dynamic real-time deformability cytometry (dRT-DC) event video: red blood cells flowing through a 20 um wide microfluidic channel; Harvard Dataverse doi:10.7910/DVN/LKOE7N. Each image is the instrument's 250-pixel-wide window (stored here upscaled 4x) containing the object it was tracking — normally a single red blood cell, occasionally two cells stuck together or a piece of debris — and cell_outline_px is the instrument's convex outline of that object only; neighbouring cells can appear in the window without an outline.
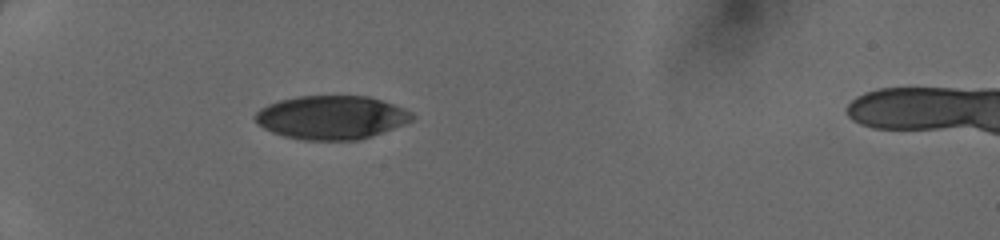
{"species": "human", "species_latin": "Homo sapiens", "temperature_condition": "cold", "stored_images_in_passage": 1, "camera_frame_rate_fps": 3000, "um_per_image_px": 0.085, "donor": {"sex": "female"}, "frame": {"image": 1, "passage_image": 1, "time_ms": 0.0, "image_size_px": [1000, 240], "cell_outline_px": [[412, 120], [372, 136], [360, 140], [304, 140], [284, 136], [272, 132], [264, 128], [256, 120], [256, 112], [260, 108], [268, 104], [280, 100], [300, 96], [368, 96], [392, 104], [412, 112]], "centroid_in_image_um": [28.15, 9.98], "position_along_channel_um": 56.8, "area_um2": 39.42}}